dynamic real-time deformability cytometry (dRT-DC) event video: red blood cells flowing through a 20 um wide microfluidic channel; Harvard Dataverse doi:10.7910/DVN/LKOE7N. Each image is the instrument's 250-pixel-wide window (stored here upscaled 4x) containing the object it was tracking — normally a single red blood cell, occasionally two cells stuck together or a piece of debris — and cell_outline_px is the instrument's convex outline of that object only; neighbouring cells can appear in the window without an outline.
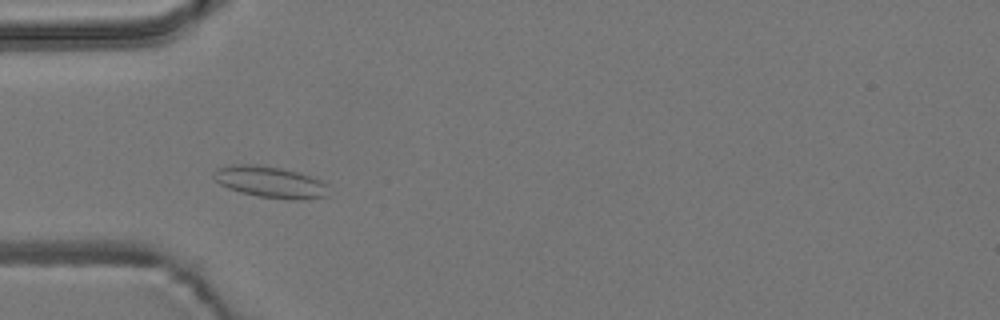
{"species": "common noctule bat (a hibernating species)", "species_latin": "Nyctalus noctula", "temperature_condition": "room temperature", "stored_images_in_passage": 52, "camera_frame_rate_fps": 3000, "um_per_image_px": 0.085, "animal": {"sex": "male", "body_mass_g": 19.2, "forearm_length_mm": 51.8}, "frame": {"image": 1, "passage_image": 13, "time_ms": 4.0, "image_size_px": [1000, 320], "cell_outline_px": [[328, 196], [308, 200], [288, 200], [260, 196], [240, 192], [228, 188], [220, 184], [212, 176], [212, 172], [216, 168], [232, 164], [256, 164], [284, 168], [300, 172], [320, 180], [328, 184]], "centroid_in_image_um": [22.99, 15.47], "position_along_channel_um": 62.0, "area_um2": 21.5}}
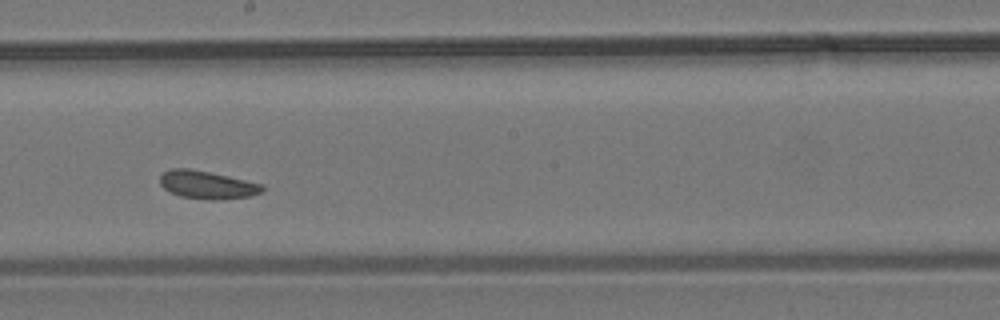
{"frame": {"image": 2, "passage_image": 27, "time_ms": 8.667, "image_size_px": [1000, 320], "cell_outline_px": [[264, 188], [260, 192], [252, 196], [220, 200], [208, 200], [180, 196], [168, 192], [160, 184], [160, 176], [164, 172], [172, 168], [188, 168], [228, 176], [264, 184]], "centroid_in_image_um": [17.6, 15.72], "position_along_channel_um": 230.6, "area_um2": 16.76}}
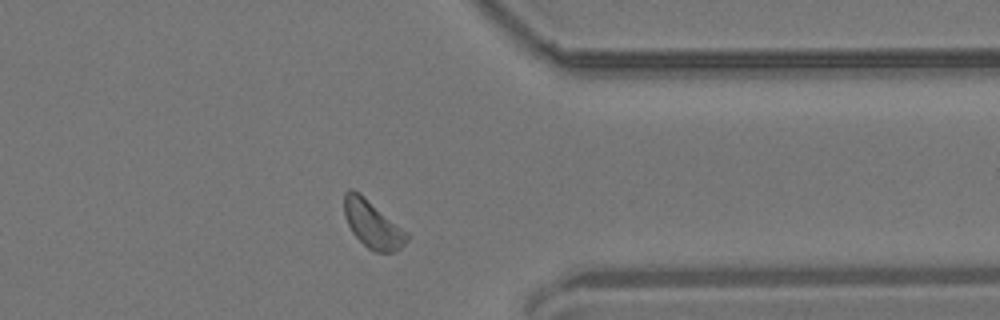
{"frame": {"image": 3, "passage_image": 40, "time_ms": 13.0, "image_size_px": [1000, 320], "cell_outline_px": [[412, 236], [400, 248], [392, 252], [376, 252], [368, 248], [352, 232], [344, 216], [344, 192], [348, 188], [352, 188], [408, 232]], "centroid_in_image_um": [31.67, 19.07], "position_along_channel_um": 379.7, "area_um2": 17.05}, "authors_computed_cell_mechanics": {"area_um2": 17.0799, "velocity_mm_per_s": 3.6458, "shape_relaxation_time_tau1_ms": null, "shape_relaxation_time_tau2_ms": 2.158, "deformation_change_tau1": null, "deformation_change_tau2": 0.0675}}